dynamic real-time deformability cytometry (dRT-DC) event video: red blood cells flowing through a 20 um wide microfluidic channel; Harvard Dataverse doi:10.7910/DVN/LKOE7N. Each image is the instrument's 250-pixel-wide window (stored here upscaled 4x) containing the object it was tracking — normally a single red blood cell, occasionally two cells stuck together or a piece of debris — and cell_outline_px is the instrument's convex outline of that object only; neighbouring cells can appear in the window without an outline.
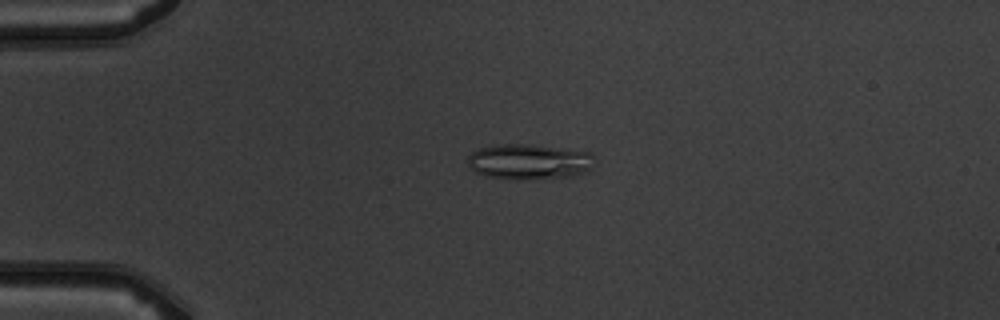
{"species": "common noctule bat (a hibernating species)", "species_latin": "Nyctalus noctula", "temperature_condition": "warm", "stored_images_in_passage": 5, "camera_frame_rate_fps": 3000, "um_per_image_px": 0.085, "animal": {"sex": "male", "body_mass_g": 19.5, "forearm_length_mm": 54.6}, "frame": {"image": 1, "passage_image": 3, "time_ms": 2.333, "image_size_px": [1000, 320], "cell_outline_px": [[596, 164], [588, 172], [572, 176], [516, 180], [512, 180], [484, 176], [476, 172], [468, 164], [468, 156], [472, 152], [480, 148], [500, 144], [528, 144], [592, 152]], "centroid_in_image_um": [45.02, 13.75], "position_along_channel_um": 40.0, "area_um2": 26.47}}
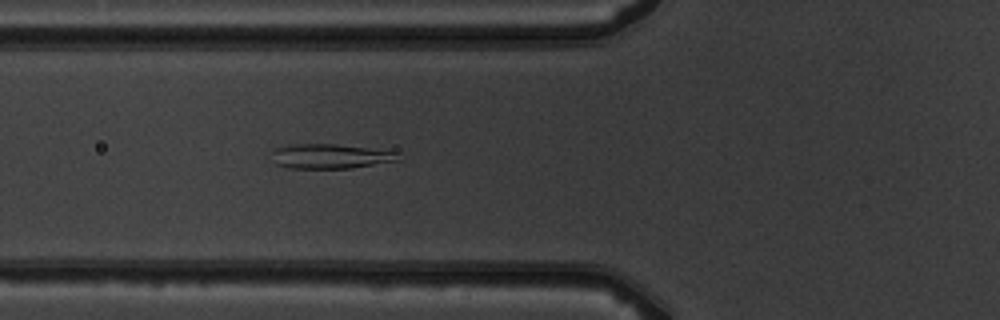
{"frame": {"image": 2, "passage_image": 5, "time_ms": 4.667, "image_size_px": [1000, 320], "cell_outline_px": [[400, 160], [352, 168], [288, 168], [276, 164], [272, 152], [272, 148], [288, 144], [336, 144], [396, 148]], "centroid_in_image_um": [28.21, 13.25], "position_along_channel_um": 97.6, "area_um2": 18.96}}